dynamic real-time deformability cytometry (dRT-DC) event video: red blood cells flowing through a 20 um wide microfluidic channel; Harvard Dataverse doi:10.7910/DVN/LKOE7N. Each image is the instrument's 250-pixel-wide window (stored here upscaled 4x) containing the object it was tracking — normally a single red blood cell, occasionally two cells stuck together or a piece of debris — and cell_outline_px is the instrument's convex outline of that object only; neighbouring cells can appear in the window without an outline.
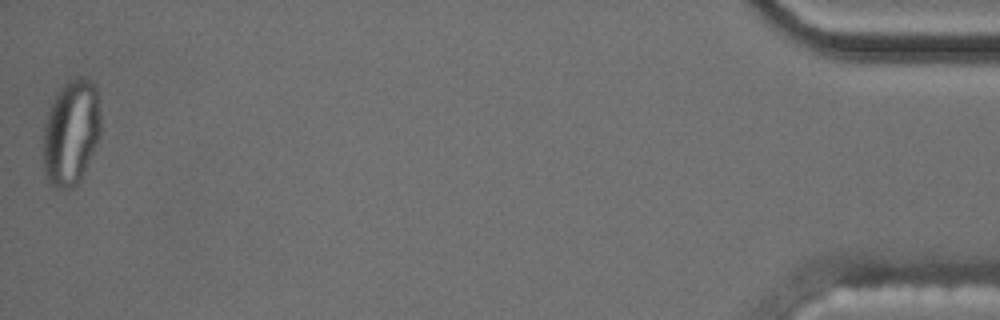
{"species": "common noctule bat (a hibernating species)", "species_latin": "Nyctalus noctula", "temperature_condition": "cold", "stored_images_in_passage": 56, "camera_frame_rate_fps": 3000, "um_per_image_px": 0.085, "animal": {"sex": "male", "body_mass_g": 17.5, "forearm_length_mm": 52.3}, "frame": {"image": 1, "passage_image": 56, "time_ms": 18.333, "image_size_px": [1000, 320], "cell_outline_px": [[100, 136], [80, 180], [72, 188], [56, 188], [48, 180], [44, 172], [44, 124], [52, 104], [60, 88], [68, 80], [76, 76], [84, 76], [92, 80], [96, 84], [100, 116]], "centroid_in_image_um": [6.06, 11.22], "position_along_channel_um": 429.1, "area_um2": 35.26}}